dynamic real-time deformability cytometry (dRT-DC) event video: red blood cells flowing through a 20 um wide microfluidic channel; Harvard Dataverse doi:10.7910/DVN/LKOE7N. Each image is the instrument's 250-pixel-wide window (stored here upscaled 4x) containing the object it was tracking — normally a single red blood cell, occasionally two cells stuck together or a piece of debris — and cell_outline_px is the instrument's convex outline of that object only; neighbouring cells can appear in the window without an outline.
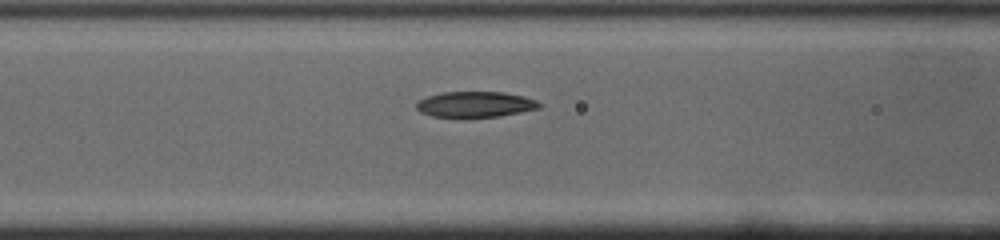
{"species": "common noctule bat (a hibernating species)", "species_latin": "Nyctalus noctula", "temperature_condition": "cold", "stored_images_in_passage": 16, "camera_frame_rate_fps": 3000, "um_per_image_px": 0.085, "animal": {"sex": "male", "body_mass_g": 19.0, "forearm_length_mm": 50.8}, "frame": {"image": 1, "passage_image": 14, "time_ms": 4.333, "image_size_px": [1000, 240], "cell_outline_px": [[544, 104], [540, 108], [500, 116], [432, 116], [420, 112], [416, 108], [416, 104], [420, 100], [428, 96], [444, 92], [504, 92], [524, 96], [536, 100]], "centroid_in_image_um": [40.45, 8.85], "position_along_channel_um": 126.2, "area_um2": 18.15}}